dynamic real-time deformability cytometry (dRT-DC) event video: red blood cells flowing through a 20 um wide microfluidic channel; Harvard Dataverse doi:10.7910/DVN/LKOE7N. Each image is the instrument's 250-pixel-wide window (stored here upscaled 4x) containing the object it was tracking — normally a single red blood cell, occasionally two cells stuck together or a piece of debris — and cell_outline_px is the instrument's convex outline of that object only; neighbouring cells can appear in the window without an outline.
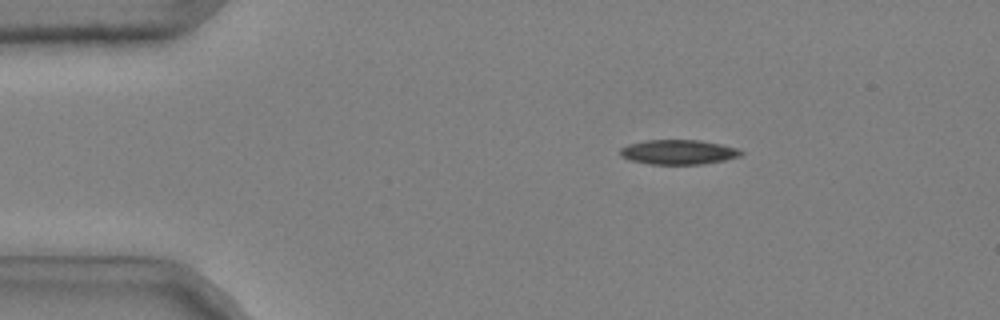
{"species": "common noctule bat (a hibernating species)", "species_latin": "Nyctalus noctula", "temperature_condition": "cold", "stored_images_in_passage": 43, "camera_frame_rate_fps": 3000, "um_per_image_px": 0.085, "animal": {"sex": "male", "body_mass_g": 20.4}, "frame": {"image": 1, "passage_image": 1, "time_ms": 0.0, "image_size_px": [1000, 320], "cell_outline_px": [[744, 152], [740, 156], [724, 160], [704, 164], [648, 164], [628, 160], [620, 156], [620, 148], [628, 144], [644, 140], [700, 140], [740, 148]], "centroid_in_image_um": [57.65, 12.92], "position_along_channel_um": 27.4, "area_um2": 17.57}}
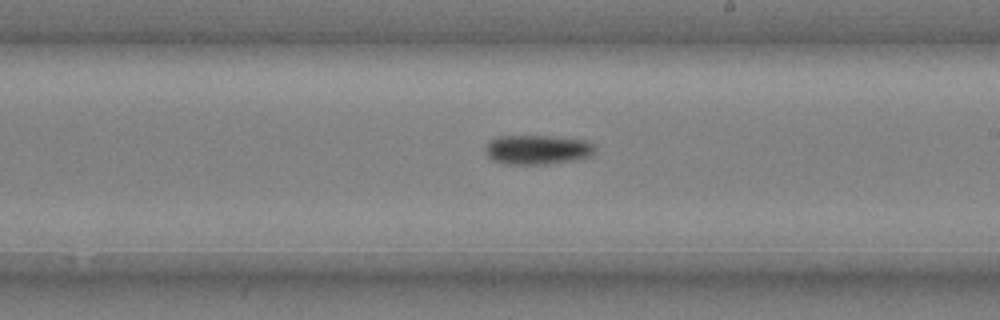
{"frame": {"image": 2, "passage_image": 23, "time_ms": 7.333, "image_size_px": [1000, 320], "cell_outline_px": [[596, 148], [592, 156], [580, 160], [548, 164], [504, 164], [492, 160], [488, 156], [484, 148], [488, 140], [496, 136], [548, 136], [588, 140], [596, 144]], "centroid_in_image_um": [45.72, 12.72], "position_along_channel_um": 243.3, "area_um2": 19.36}}
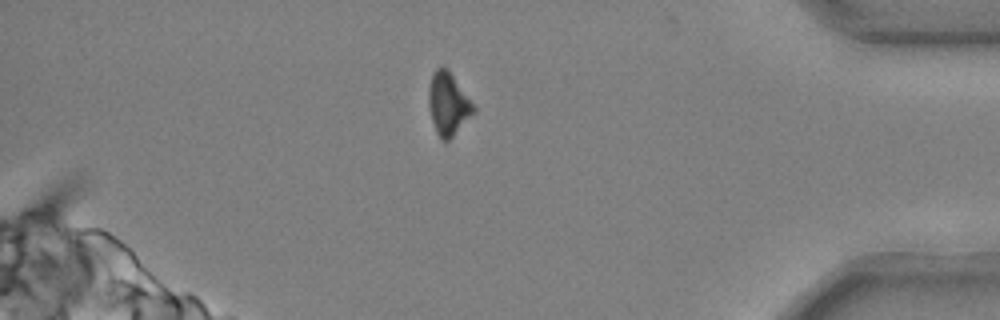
{"frame": {"image": 3, "passage_image": 38, "time_ms": 12.333, "image_size_px": [1000, 320], "cell_outline_px": [[476, 112], [448, 140], [444, 140], [436, 132], [432, 120], [428, 104], [428, 88], [432, 72], [436, 68], [448, 68], [476, 108]], "centroid_in_image_um": [38.09, 8.8], "position_along_channel_um": 397.1, "area_um2": 16.24}, "authors_computed_cell_mechanics": {"area_um2": 18.6116, "velocity_mm_per_s": 3.7025, "shape_relaxation_time_tau1_ms": 3.004, "shape_relaxation_time_tau2_ms": null, "deformation_change_tau1": 0.0733, "deformation_change_tau2": null}}